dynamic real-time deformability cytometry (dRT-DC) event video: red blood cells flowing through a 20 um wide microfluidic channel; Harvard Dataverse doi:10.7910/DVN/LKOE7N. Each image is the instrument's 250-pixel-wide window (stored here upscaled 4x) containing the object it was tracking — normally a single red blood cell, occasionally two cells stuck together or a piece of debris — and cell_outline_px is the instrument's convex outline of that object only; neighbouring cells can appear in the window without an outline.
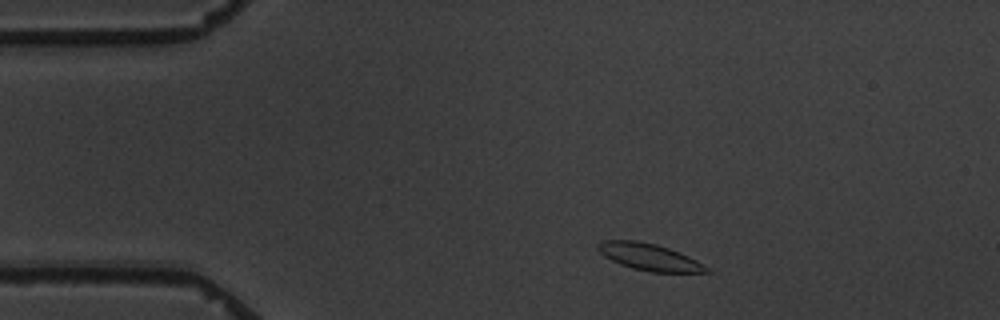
{"species": "common noctule bat (a hibernating species)", "species_latin": "Nyctalus noctula", "temperature_condition": "warm", "stored_images_in_passage": 4, "camera_frame_rate_fps": 3000, "um_per_image_px": 0.085, "animal": {"sex": "male", "body_mass_g": 19.5, "forearm_length_mm": 54.6}, "frame": {"image": 1, "passage_image": 1, "time_ms": 0.0, "image_size_px": [1000, 320], "cell_outline_px": [[712, 272], [652, 272], [632, 268], [620, 264], [604, 256], [596, 248], [596, 244], [600, 240], [636, 240], [656, 244], [668, 248], [688, 256], [696, 260], [708, 268]], "centroid_in_image_um": [55.13, 21.83], "position_along_channel_um": 29.9, "area_um2": 16.88}}
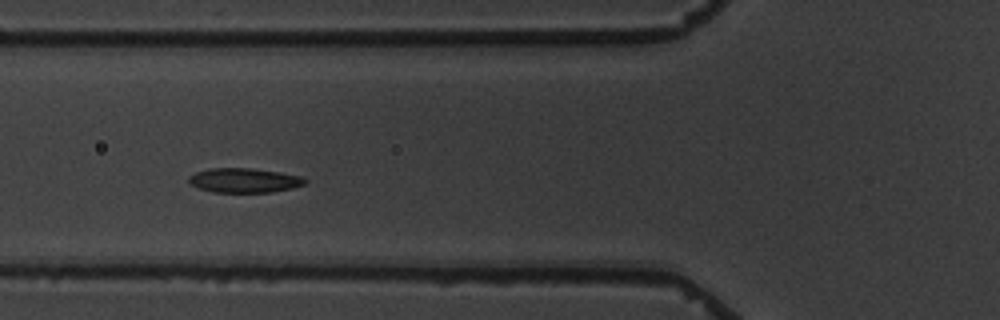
{"frame": {"image": 2, "passage_image": 4, "time_ms": 3.667, "image_size_px": [1000, 320], "cell_outline_px": [[308, 180], [304, 184], [292, 188], [272, 192], [212, 192], [200, 188], [192, 184], [188, 180], [188, 176], [196, 172], [208, 168], [252, 168], [280, 172], [300, 176]], "centroid_in_image_um": [20.76, 15.32], "position_along_channel_um": 105.0, "area_um2": 16.53}}